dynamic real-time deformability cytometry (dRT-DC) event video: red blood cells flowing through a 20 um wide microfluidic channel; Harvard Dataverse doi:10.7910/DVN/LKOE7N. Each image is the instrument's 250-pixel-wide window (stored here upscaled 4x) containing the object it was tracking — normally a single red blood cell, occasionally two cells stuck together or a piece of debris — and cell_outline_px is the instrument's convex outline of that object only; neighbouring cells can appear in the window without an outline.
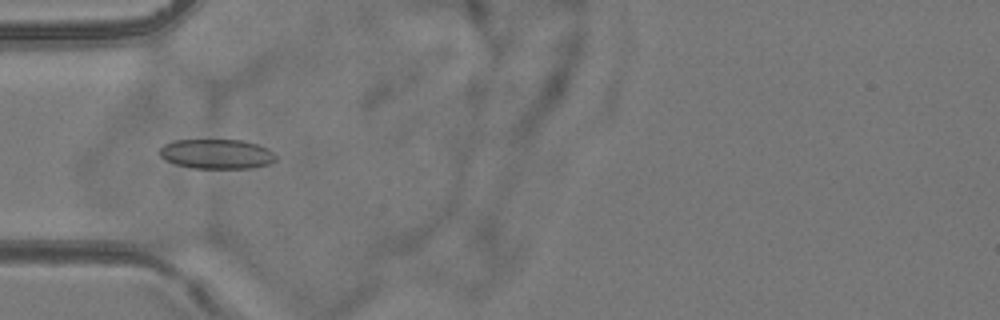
{"species": "common noctule bat (a hibernating species)", "species_latin": "Nyctalus noctula", "temperature_condition": "room temperature", "stored_images_in_passage": 7, "camera_frame_rate_fps": 3000, "um_per_image_px": 0.085, "animal": {"sex": "female", "body_mass_g": 24.6, "forearm_length_mm": 56.2}, "frame": {"image": 1, "passage_image": 4, "time_ms": 3.667, "image_size_px": [1000, 320], "cell_outline_px": [[276, 160], [268, 164], [252, 168], [192, 168], [176, 164], [164, 160], [160, 156], [160, 148], [164, 144], [172, 140], [244, 140], [268, 148], [276, 156]], "centroid_in_image_um": [18.4, 13.08], "position_along_channel_um": 66.6, "area_um2": 20.17}}
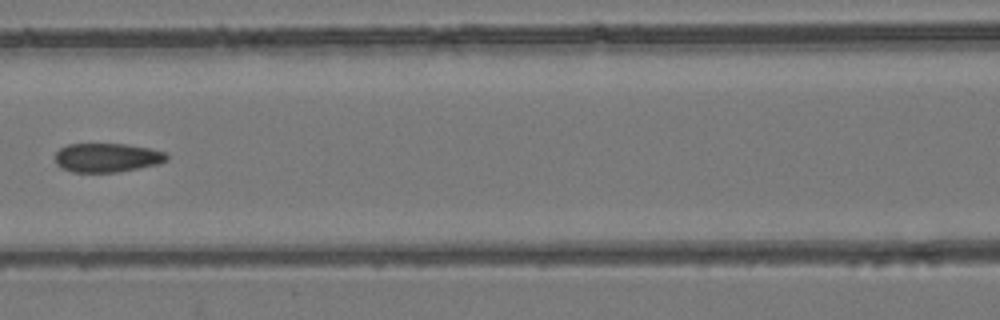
{"frame": {"image": 2, "passage_image": 6, "time_ms": 6.0, "image_size_px": [1000, 320], "cell_outline_px": [[168, 160], [160, 164], [116, 172], [72, 172], [60, 168], [56, 164], [56, 152], [60, 148], [68, 144], [128, 144], [148, 148], [164, 152], [168, 156]], "centroid_in_image_um": [9.09, 13.4], "position_along_channel_um": 157.5, "area_um2": 18.9}}
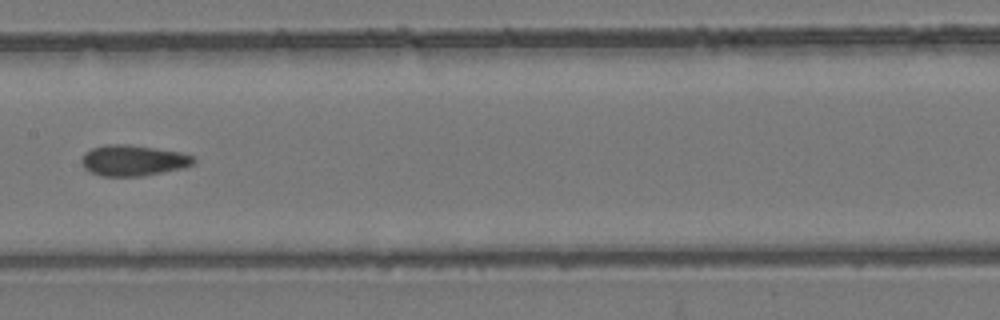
{"frame": {"image": 3, "passage_image": 7, "time_ms": 7.0, "image_size_px": [1000, 320], "cell_outline_px": [[196, 160], [192, 164], [184, 168], [144, 176], [100, 176], [88, 172], [84, 168], [80, 160], [84, 152], [92, 148], [104, 144], [128, 144], [156, 148], [180, 152], [192, 156]], "centroid_in_image_um": [11.27, 13.64], "position_along_channel_um": 196.1, "area_um2": 20.4}}